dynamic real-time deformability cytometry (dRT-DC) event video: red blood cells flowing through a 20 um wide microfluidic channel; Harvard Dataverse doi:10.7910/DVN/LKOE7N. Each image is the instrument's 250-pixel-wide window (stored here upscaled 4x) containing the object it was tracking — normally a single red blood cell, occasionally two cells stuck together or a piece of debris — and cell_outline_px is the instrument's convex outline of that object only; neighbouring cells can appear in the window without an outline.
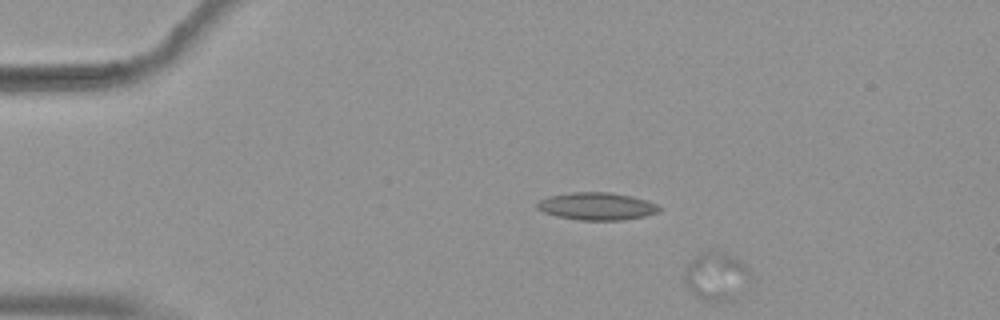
{"species": "common noctule bat (a hibernating species)", "species_latin": "Nyctalus noctula", "temperature_condition": "warm", "stored_images_in_passage": 49, "camera_frame_rate_fps": 3000, "um_per_image_px": 0.085, "animal": {"sex": "female", "body_mass_g": 19.9}, "frame": {"image": 1, "passage_image": 1, "time_ms": 0.0, "image_size_px": [1000, 320], "cell_outline_px": [[752, 276], [732, 300], [712, 304], [696, 296], [688, 288], [684, 280], [684, 272], [688, 264], [700, 252], [712, 248], [716, 248], [736, 256], [748, 268]], "centroid_in_image_um": [60.87, 23.45], "position_along_channel_um": 24.1, "area_um2": 19.07}}
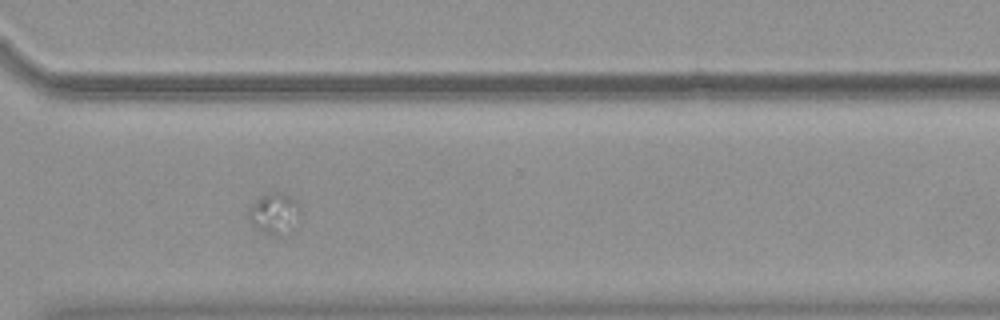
{"frame": {"image": 2, "passage_image": 35, "time_ms": 11.333, "image_size_px": [1000, 320], "cell_outline_px": [[300, 220], [296, 228], [288, 236], [272, 236], [256, 228], [248, 220], [248, 208], [256, 200], [268, 192], [276, 192], [288, 196], [296, 200], [300, 208]], "centroid_in_image_um": [23.37, 18.21], "position_along_channel_um": 347.2, "area_um2": 12.89}}
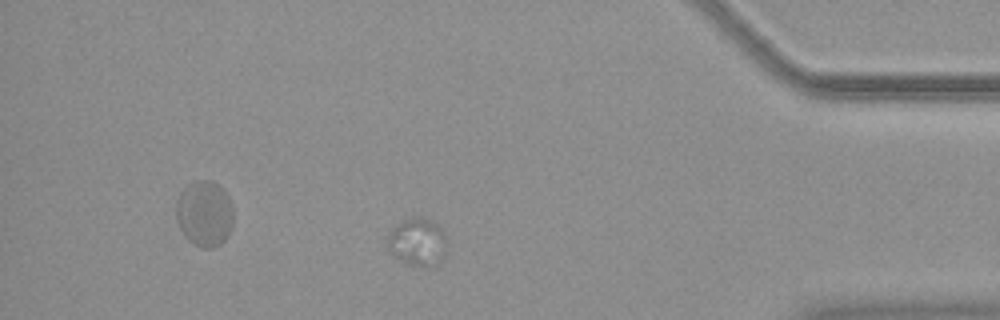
{"frame": {"image": 3, "passage_image": 42, "time_ms": 13.667, "image_size_px": [1000, 320], "cell_outline_px": [[448, 236], [440, 260], [436, 264], [420, 268], [404, 264], [388, 248], [384, 236], [396, 224], [404, 220], [432, 220], [440, 224]], "centroid_in_image_um": [35.46, 20.59], "position_along_channel_um": 399.7, "area_um2": 16.59}}